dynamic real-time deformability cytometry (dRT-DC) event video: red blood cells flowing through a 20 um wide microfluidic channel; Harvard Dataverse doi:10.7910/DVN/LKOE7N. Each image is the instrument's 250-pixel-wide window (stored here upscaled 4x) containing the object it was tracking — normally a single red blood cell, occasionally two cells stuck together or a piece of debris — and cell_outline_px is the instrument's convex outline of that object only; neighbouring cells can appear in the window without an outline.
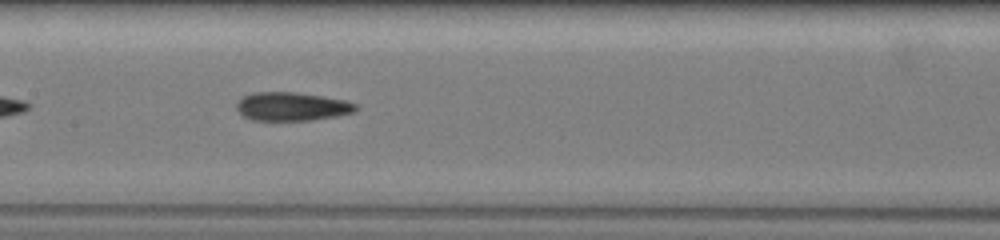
{"species": "common noctule bat (a hibernating species)", "species_latin": "Nyctalus noctula", "temperature_condition": "warm", "stored_images_in_passage": 28, "camera_frame_rate_fps": 3000, "um_per_image_px": 0.085, "animal": {"sex": "female", "body_mass_g": 19.5, "forearm_length_mm": 54.1}, "frame": {"image": 1, "passage_image": 9, "time_ms": 3.333, "image_size_px": [1000, 240], "cell_outline_px": [[360, 108], [356, 112], [340, 116], [312, 120], [252, 120], [244, 116], [236, 108], [236, 104], [244, 96], [260, 92], [288, 92], [320, 96], [344, 100], [356, 104]], "centroid_in_image_um": [24.87, 9.07], "position_along_channel_um": 182.5, "area_um2": 19.65}, "authors_computed_cell_mechanics": {"area_um2": 19.074, "velocity_mm_per_s": 3.8188, "shape_relaxation_time_tau1_ms": 7.7146, "shape_relaxation_time_tau2_ms": 2.7494, "deformation_change_tau1": 0.2181, "deformation_change_tau2": 0.1076}}